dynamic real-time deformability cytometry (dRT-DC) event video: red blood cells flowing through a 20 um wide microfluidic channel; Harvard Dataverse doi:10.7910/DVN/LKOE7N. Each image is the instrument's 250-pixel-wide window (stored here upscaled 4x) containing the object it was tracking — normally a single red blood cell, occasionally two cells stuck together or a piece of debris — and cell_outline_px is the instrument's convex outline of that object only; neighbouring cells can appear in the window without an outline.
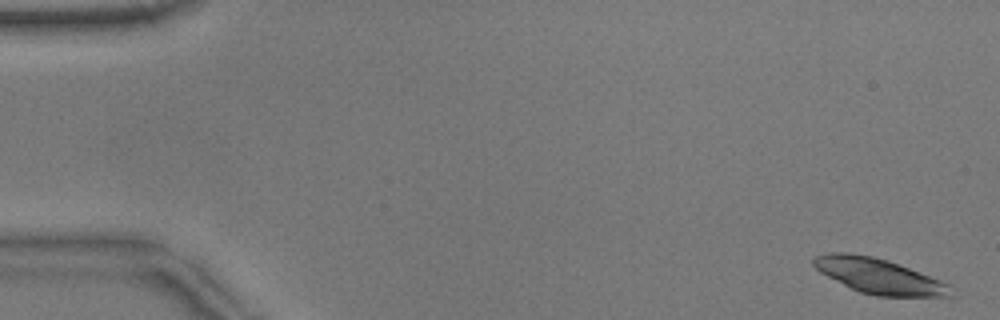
{"species": "common noctule bat (a hibernating species)", "species_latin": "Nyctalus noctula", "temperature_condition": "warm", "stored_images_in_passage": 15, "camera_frame_rate_fps": 3000, "um_per_image_px": 0.085, "animal": {"sex": "male", "body_mass_g": 17.9}, "frame": {"image": 1, "passage_image": 1, "time_ms": 0.0, "image_size_px": [1000, 320], "cell_outline_px": [[952, 296], [876, 296], [860, 292], [820, 272], [812, 264], [812, 260], [816, 256], [828, 252], [848, 252], [872, 256], [888, 260], [940, 280], [948, 284]], "centroid_in_image_um": [74.66, 23.45], "position_along_channel_um": 10.3, "area_um2": 27.63}}